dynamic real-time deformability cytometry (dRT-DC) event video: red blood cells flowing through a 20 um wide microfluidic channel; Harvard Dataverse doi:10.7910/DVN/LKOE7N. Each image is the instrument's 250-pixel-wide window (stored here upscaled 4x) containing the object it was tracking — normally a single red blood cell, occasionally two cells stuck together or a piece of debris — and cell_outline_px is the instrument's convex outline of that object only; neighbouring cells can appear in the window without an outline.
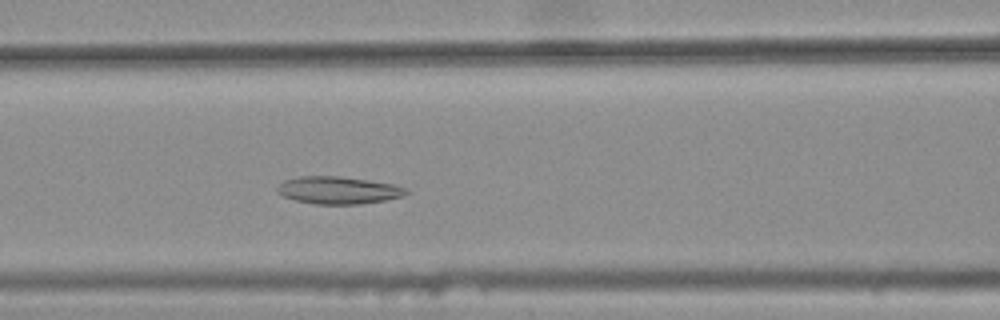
{"species": "common noctule bat (a hibernating species)", "species_latin": "Nyctalus noctula", "temperature_condition": "warm", "stored_images_in_passage": 40, "camera_frame_rate_fps": 3000, "um_per_image_px": 0.085, "animal": {"sex": "female", "body_mass_g": 25.1}, "frame": {"image": 1, "passage_image": 19, "time_ms": 6.0, "image_size_px": [1000, 320], "cell_outline_px": [[408, 192], [404, 196], [384, 200], [360, 204], [316, 204], [296, 200], [284, 196], [276, 192], [276, 188], [284, 180], [300, 176], [340, 176], [396, 184], [408, 188]], "centroid_in_image_um": [28.78, 16.16], "position_along_channel_um": 137.8, "area_um2": 20.63}}
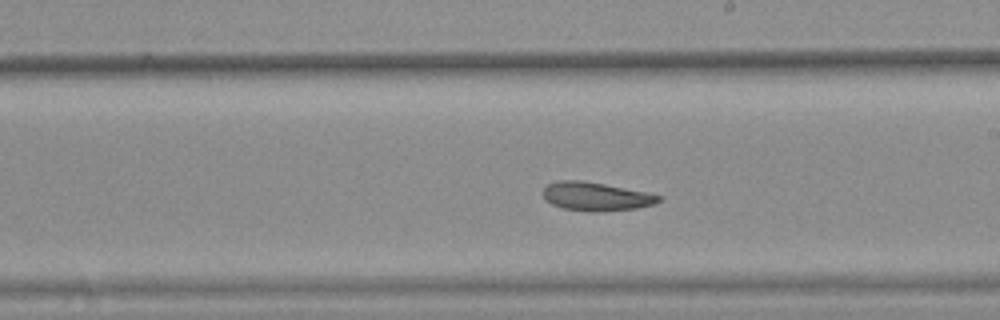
{"frame": {"image": 2, "passage_image": 27, "time_ms": 8.667, "image_size_px": [1000, 320], "cell_outline_px": [[664, 196], [660, 200], [652, 204], [636, 208], [596, 212], [592, 212], [564, 208], [552, 204], [544, 200], [544, 188], [548, 184], [556, 180], [580, 180], [604, 184], [648, 192]], "centroid_in_image_um": [50.65, 16.69], "position_along_channel_um": 238.3, "area_um2": 19.19}}
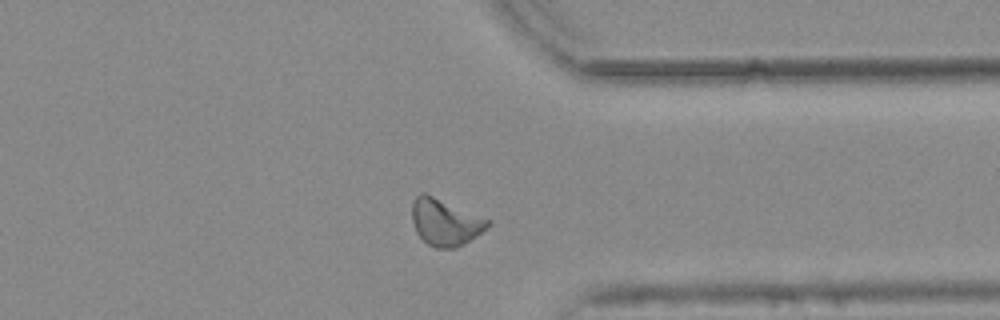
{"frame": {"image": 3, "passage_image": 38, "time_ms": 12.333, "image_size_px": [1000, 320], "cell_outline_px": [[492, 224], [464, 244], [456, 248], [436, 248], [428, 244], [416, 232], [412, 220], [412, 200], [420, 192], [424, 192], [492, 220]], "centroid_in_image_um": [37.84, 18.87], "position_along_channel_um": 373.6, "area_um2": 20.69}, "authors_computed_cell_mechanics": {"area_um2": 20.4901, "velocity_mm_per_s": 3.782, "shape_relaxation_time_tau1_ms": null, "shape_relaxation_time_tau2_ms": 5.0016, "deformation_change_tau1": null, "deformation_change_tau2": 0.1058}}